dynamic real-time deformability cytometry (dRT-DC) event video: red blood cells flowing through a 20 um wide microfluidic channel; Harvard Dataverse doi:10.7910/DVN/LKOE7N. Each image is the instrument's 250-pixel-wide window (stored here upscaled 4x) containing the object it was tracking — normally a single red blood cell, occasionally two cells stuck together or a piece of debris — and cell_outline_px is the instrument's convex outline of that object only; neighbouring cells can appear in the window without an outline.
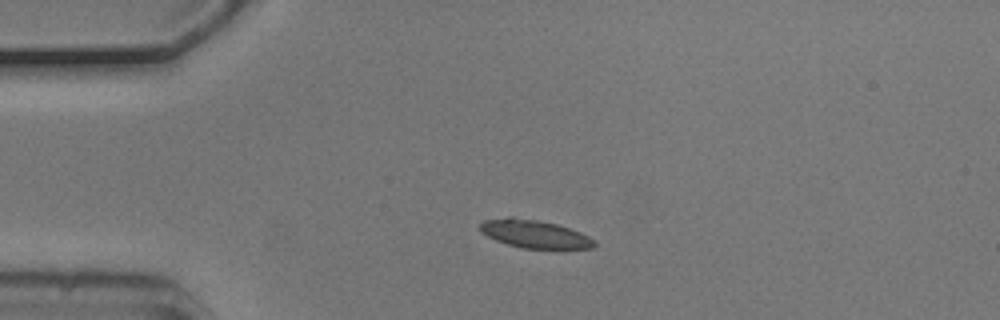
{"species": "common noctule bat (a hibernating species)", "species_latin": "Nyctalus noctula", "temperature_condition": "cold", "stored_images_in_passage": 3, "camera_frame_rate_fps": 3000, "um_per_image_px": 0.085, "animal": {"sex": "male", "body_mass_g": 20.5, "forearm_length_mm": 52.5}, "frame": {"image": 1, "passage_image": 2, "time_ms": 0.333, "image_size_px": [1000, 320], "cell_outline_px": [[596, 244], [592, 248], [520, 248], [496, 240], [480, 232], [480, 224], [484, 220], [508, 216], [512, 216], [536, 220], [556, 224], [580, 232], [596, 240]], "centroid_in_image_um": [45.41, 19.87], "position_along_channel_um": 39.6, "area_um2": 18.55}}